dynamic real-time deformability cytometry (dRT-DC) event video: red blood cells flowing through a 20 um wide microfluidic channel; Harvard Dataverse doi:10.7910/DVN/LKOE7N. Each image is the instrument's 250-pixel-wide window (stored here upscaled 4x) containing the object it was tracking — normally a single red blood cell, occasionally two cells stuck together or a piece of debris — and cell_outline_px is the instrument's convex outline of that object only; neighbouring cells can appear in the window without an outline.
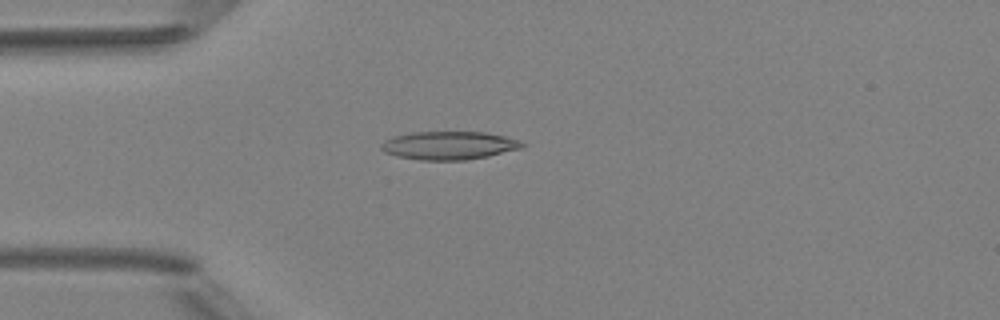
{"species": "Egyptian fruit bat (a non-hibernating species)", "species_latin": "Rousettus aegyptiacus", "temperature_condition": "room temperature", "stored_images_in_passage": 4, "camera_frame_rate_fps": 3000, "um_per_image_px": 0.085, "animal": {"sex": "female"}, "frame": {"image": 1, "passage_image": 4, "time_ms": 3.333, "image_size_px": [1000, 320], "cell_outline_px": [[524, 144], [520, 148], [488, 156], [464, 160], [420, 160], [396, 156], [384, 152], [380, 148], [380, 144], [384, 140], [392, 136], [412, 132], [484, 132], [508, 136], [520, 140]], "centroid_in_image_um": [38.12, 12.36], "position_along_channel_um": 46.9, "area_um2": 23.29}}